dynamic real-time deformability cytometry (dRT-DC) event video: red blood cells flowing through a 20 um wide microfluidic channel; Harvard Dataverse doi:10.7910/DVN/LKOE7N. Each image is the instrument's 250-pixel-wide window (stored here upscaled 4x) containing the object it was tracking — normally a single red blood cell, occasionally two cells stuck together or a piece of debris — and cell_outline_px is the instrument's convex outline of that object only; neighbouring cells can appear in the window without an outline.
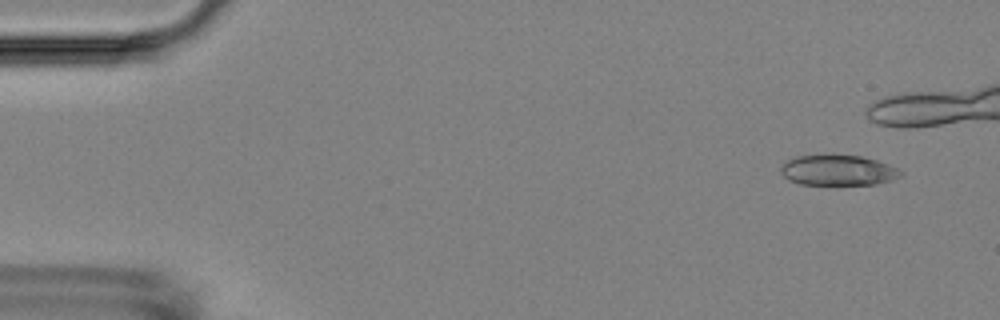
{"species": "Egyptian fruit bat (a non-hibernating species)", "species_latin": "Rousettus aegyptiacus", "temperature_condition": "room temperature", "stored_images_in_passage": 2, "camera_frame_rate_fps": 3000, "um_per_image_px": 0.085, "animal": {"sex": "female"}, "frame": {"image": 1, "passage_image": 2, "time_ms": 1.333, "image_size_px": [1000, 320], "cell_outline_px": [[904, 176], [892, 180], [876, 184], [800, 184], [788, 180], [780, 172], [780, 168], [788, 160], [796, 156], [832, 152], [860, 156], [876, 160], [888, 164], [904, 172]], "centroid_in_image_um": [71.23, 14.43], "position_along_channel_um": 13.8, "area_um2": 21.91}}